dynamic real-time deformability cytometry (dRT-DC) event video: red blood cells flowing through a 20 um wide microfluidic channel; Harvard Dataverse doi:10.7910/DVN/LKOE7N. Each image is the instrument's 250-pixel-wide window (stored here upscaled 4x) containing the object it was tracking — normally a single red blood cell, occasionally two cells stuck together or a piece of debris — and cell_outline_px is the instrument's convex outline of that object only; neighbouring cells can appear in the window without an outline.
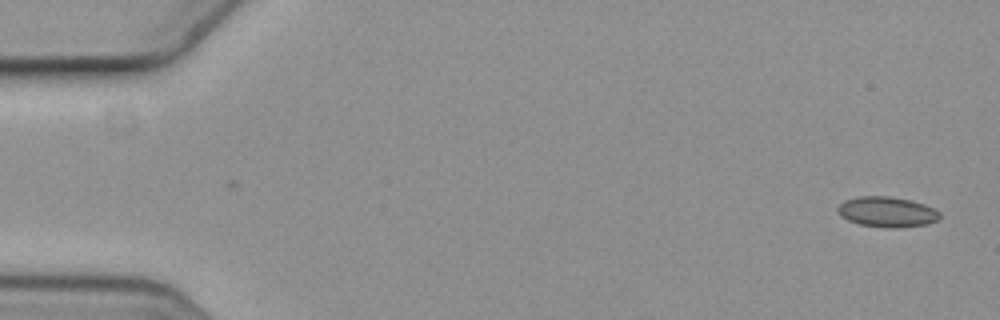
{"species": "common noctule bat (a hibernating species)", "species_latin": "Nyctalus noctula", "temperature_condition": "cold", "stored_images_in_passage": 2, "camera_frame_rate_fps": 3000, "um_per_image_px": 0.085, "animal": {"sex": "female", "body_mass_g": 19.3, "forearm_length_mm": 54.1}, "frame": {"image": 1, "passage_image": 2, "time_ms": 0.333, "image_size_px": [1000, 320], "cell_outline_px": [[940, 216], [936, 220], [928, 224], [896, 228], [888, 228], [860, 224], [848, 220], [840, 216], [836, 208], [844, 200], [860, 196], [888, 196], [908, 200], [924, 204], [940, 212]], "centroid_in_image_um": [75.37, 18.01], "position_along_channel_um": 9.6, "area_um2": 17.92}}